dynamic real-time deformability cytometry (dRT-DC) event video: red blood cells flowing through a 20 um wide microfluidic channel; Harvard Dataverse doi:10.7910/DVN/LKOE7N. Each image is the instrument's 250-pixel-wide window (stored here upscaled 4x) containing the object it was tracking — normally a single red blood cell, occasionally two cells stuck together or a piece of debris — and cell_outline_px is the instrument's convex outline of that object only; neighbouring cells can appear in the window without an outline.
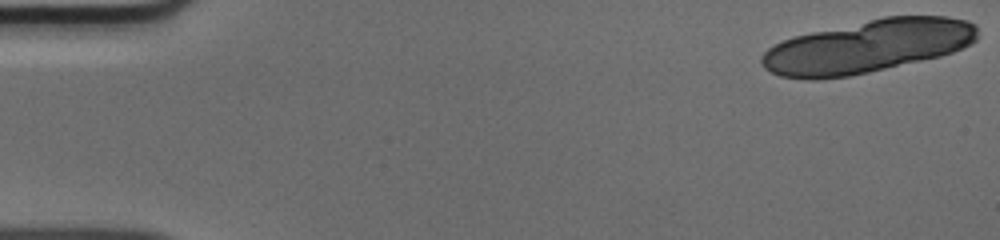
{"species": "human", "species_latin": "Homo sapiens", "temperature_condition": "cold", "stored_images_in_passage": 19, "camera_frame_rate_fps": 3000, "um_per_image_px": 0.085, "donor": {"sex": "male"}, "frame": {"image": 1, "passage_image": 1, "time_ms": 0.0, "image_size_px": [1000, 240], "cell_outline_px": [[976, 40], [972, 44], [952, 52], [940, 56], [868, 72], [848, 76], [820, 80], [808, 80], [780, 76], [764, 68], [760, 64], [760, 56], [768, 48], [784, 40], [796, 36], [812, 32], [884, 16], [948, 16], [968, 20], [976, 24]], "centroid_in_image_um": [73.75, 3.94], "position_along_channel_um": 11.3, "area_um2": 66.47}}
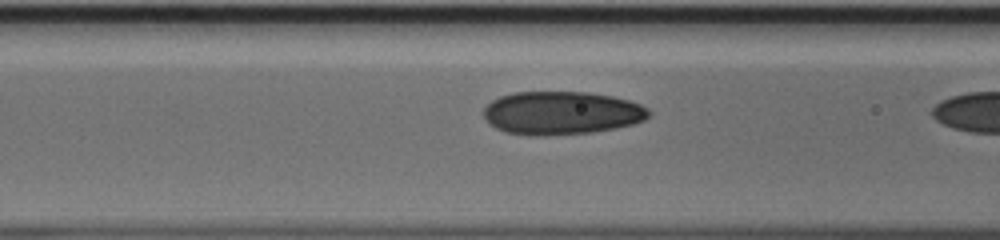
{"frame": {"image": 2, "passage_image": 18, "time_ms": 5.667, "image_size_px": [1000, 240], "cell_outline_px": [[652, 112], [644, 120], [632, 124], [616, 128], [592, 132], [532, 136], [508, 132], [496, 128], [484, 116], [484, 108], [492, 100], [500, 96], [512, 92], [588, 92], [612, 96], [628, 100], [640, 104], [648, 108]], "centroid_in_image_um": [47.75, 9.59], "position_along_channel_um": 118.8, "area_um2": 41.44}}